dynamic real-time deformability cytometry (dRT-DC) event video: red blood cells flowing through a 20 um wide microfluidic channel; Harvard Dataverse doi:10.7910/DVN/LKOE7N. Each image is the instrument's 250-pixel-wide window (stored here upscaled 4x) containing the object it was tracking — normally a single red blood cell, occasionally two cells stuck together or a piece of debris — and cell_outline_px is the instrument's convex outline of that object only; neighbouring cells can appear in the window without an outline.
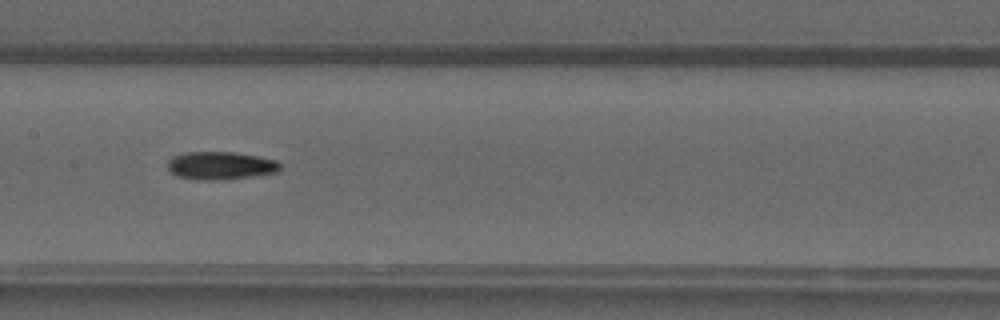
{"species": "common noctule bat (a hibernating species)", "species_latin": "Nyctalus noctula", "temperature_condition": "warm", "stored_images_in_passage": 34, "camera_frame_rate_fps": 3000, "um_per_image_px": 0.085, "animal": {"sex": "male", "forearm_length_mm": 52.5}, "frame": {"image": 1, "passage_image": 9, "time_ms": 2.667, "image_size_px": [1000, 320], "cell_outline_px": [[280, 172], [252, 176], [216, 180], [196, 180], [176, 176], [168, 168], [168, 160], [172, 156], [184, 152], [232, 152], [256, 156], [276, 160], [280, 164]], "centroid_in_image_um": [18.72, 14.08], "position_along_channel_um": 188.7, "area_um2": 18.32}}
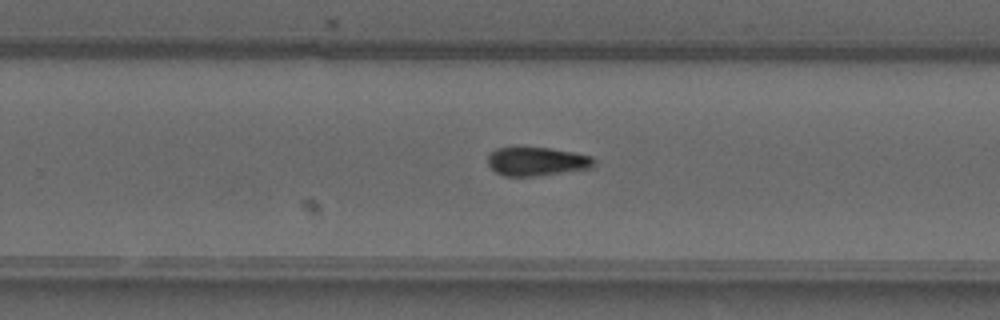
{"frame": {"image": 2, "passage_image": 16, "time_ms": 5.0, "image_size_px": [1000, 320], "cell_outline_px": [[596, 164], [592, 168], [536, 176], [504, 176], [496, 172], [488, 164], [488, 152], [496, 148], [520, 144], [548, 148], [572, 152], [592, 156], [596, 160]], "centroid_in_image_um": [45.59, 13.68], "position_along_channel_um": 284.2, "area_um2": 18.5}}
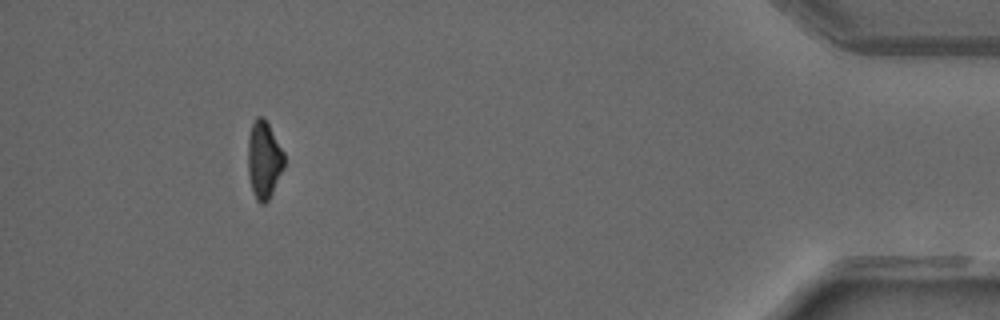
{"frame": {"image": 3, "passage_image": 30, "time_ms": 9.667, "image_size_px": [1000, 320], "cell_outline_px": [[284, 168], [268, 200], [264, 204], [260, 204], [256, 200], [252, 192], [248, 176], [248, 136], [252, 124], [256, 116], [264, 116], [284, 152]], "centroid_in_image_um": [22.42, 13.58], "position_along_channel_um": 412.8, "area_um2": 16.53}}